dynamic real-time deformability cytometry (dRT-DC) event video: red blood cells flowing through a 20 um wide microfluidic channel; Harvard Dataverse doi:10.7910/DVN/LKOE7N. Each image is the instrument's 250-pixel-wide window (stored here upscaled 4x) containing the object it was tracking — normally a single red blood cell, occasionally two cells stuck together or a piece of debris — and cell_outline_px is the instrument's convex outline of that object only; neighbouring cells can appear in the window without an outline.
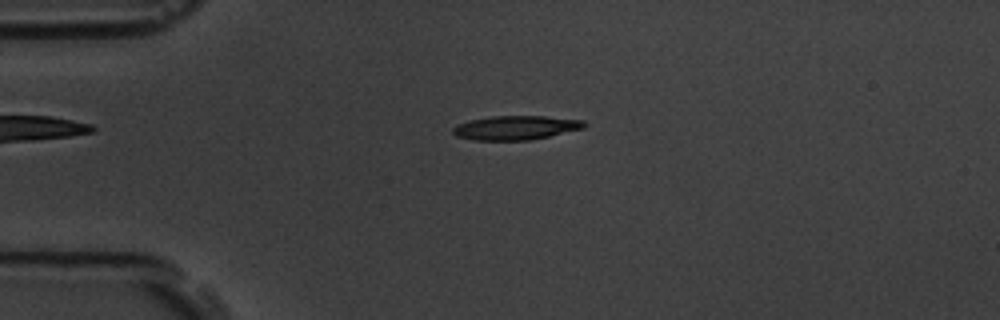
{"species": "common noctule bat (a hibernating species)", "species_latin": "Nyctalus noctula", "temperature_condition": "room temperature", "stored_images_in_passage": 3, "camera_frame_rate_fps": 3000, "um_per_image_px": 0.085, "animal": {"sex": "male", "body_mass_g": 19.5, "forearm_length_mm": 54.6}, "frame": {"image": 1, "passage_image": 3, "time_ms": 0.667, "image_size_px": [1000, 320], "cell_outline_px": [[588, 124], [584, 128], [548, 136], [528, 140], [472, 140], [456, 136], [452, 132], [452, 128], [456, 124], [468, 120], [492, 116], [544, 116], [584, 120]], "centroid_in_image_um": [43.81, 10.85], "position_along_channel_um": 41.2, "area_um2": 18.5}}